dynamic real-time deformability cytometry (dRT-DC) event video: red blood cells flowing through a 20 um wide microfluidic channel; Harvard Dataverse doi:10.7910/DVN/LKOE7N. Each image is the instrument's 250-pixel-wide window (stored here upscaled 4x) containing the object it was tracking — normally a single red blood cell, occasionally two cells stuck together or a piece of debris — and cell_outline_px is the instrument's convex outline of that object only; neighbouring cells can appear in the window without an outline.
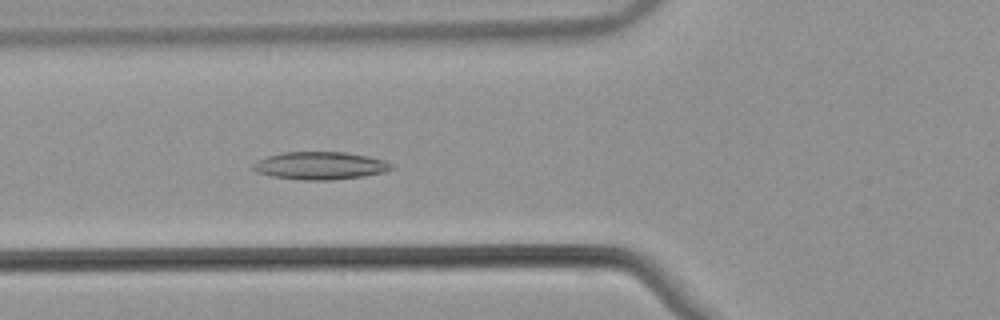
{"species": "common noctule bat (a hibernating species)", "species_latin": "Nyctalus noctula", "temperature_condition": "warm", "stored_images_in_passage": 48, "camera_frame_rate_fps": 3000, "um_per_image_px": 0.085, "animal": {"sex": "male", "body_mass_g": 21.5, "forearm_length_mm": 52.0}, "frame": {"image": 1, "passage_image": 19, "time_ms": 6.0, "image_size_px": [1000, 320], "cell_outline_px": [[396, 168], [384, 172], [364, 176], [332, 180], [300, 180], [272, 176], [256, 172], [252, 168], [252, 164], [268, 156], [284, 152], [344, 152], [368, 156], [384, 160], [392, 164]], "centroid_in_image_um": [27.24, 14.09], "position_along_channel_um": 98.6, "area_um2": 22.37}}
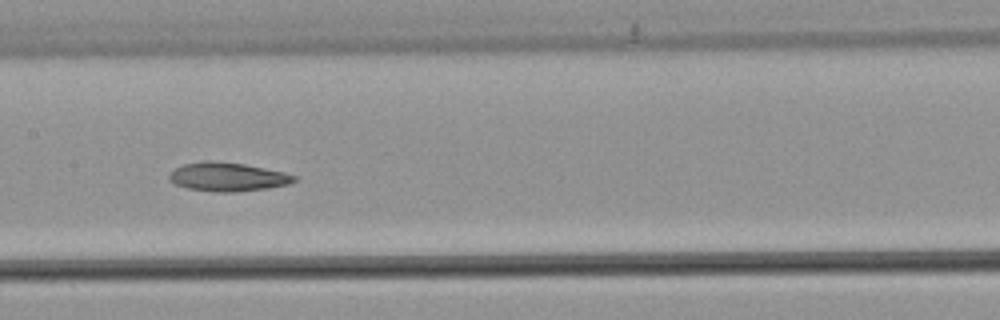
{"frame": {"image": 2, "passage_image": 26, "time_ms": 8.333, "image_size_px": [1000, 320], "cell_outline_px": [[296, 180], [288, 184], [268, 188], [236, 192], [216, 192], [188, 188], [176, 184], [168, 180], [168, 176], [176, 168], [184, 164], [204, 160], [208, 160], [244, 164], [284, 172], [296, 176]], "centroid_in_image_um": [19.34, 15.03], "position_along_channel_um": 188.1, "area_um2": 20.81}}
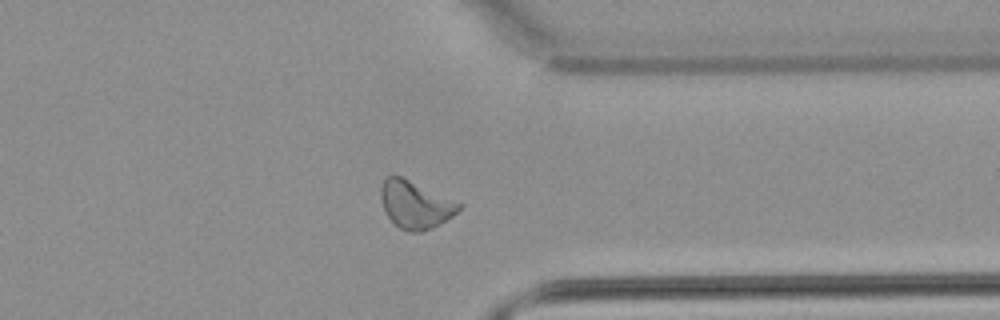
{"frame": {"image": 3, "passage_image": 41, "time_ms": 13.333, "image_size_px": [1000, 320], "cell_outline_px": [[464, 208], [440, 224], [432, 228], [420, 232], [408, 232], [400, 228], [388, 216], [380, 200], [380, 188], [384, 180], [388, 176], [400, 176], [464, 204]], "centroid_in_image_um": [35.33, 17.41], "position_along_channel_um": 376.1, "area_um2": 21.56}}